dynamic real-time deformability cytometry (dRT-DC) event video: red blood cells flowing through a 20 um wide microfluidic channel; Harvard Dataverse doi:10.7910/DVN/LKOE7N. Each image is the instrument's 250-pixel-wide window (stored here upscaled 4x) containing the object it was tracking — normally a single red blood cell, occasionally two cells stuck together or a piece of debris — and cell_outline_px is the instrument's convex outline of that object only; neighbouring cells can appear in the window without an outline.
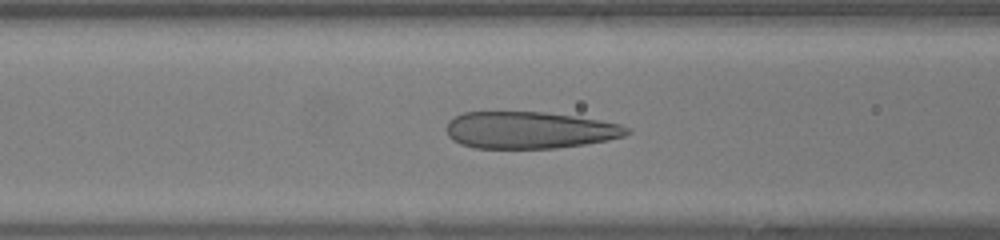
{"species": "human", "species_latin": "Homo sapiens", "temperature_condition": "warm", "stored_images_in_passage": 41, "camera_frame_rate_fps": 3000, "um_per_image_px": 0.085, "donor": {"sex": "female"}, "frame": {"image": 1, "passage_image": 14, "time_ms": 4.333, "image_size_px": [1000, 240], "cell_outline_px": [[632, 132], [624, 136], [608, 140], [584, 144], [556, 148], [476, 148], [460, 144], [452, 140], [448, 136], [444, 128], [448, 120], [464, 112], [544, 112], [600, 120], [620, 124], [632, 128]], "centroid_in_image_um": [44.99, 11.06], "position_along_channel_um": 121.6, "area_um2": 39.07}}
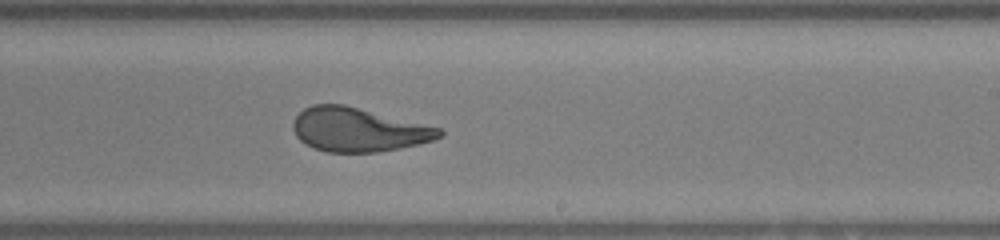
{"frame": {"image": 2, "passage_image": 23, "time_ms": 7.333, "image_size_px": [1000, 240], "cell_outline_px": [[444, 132], [440, 136], [432, 140], [420, 144], [400, 148], [376, 152], [328, 152], [312, 148], [300, 140], [296, 136], [292, 128], [292, 124], [296, 116], [304, 108], [312, 104], [344, 104], [440, 128]], "centroid_in_image_um": [30.42, 11.02], "position_along_channel_um": 258.6, "area_um2": 37.28}}
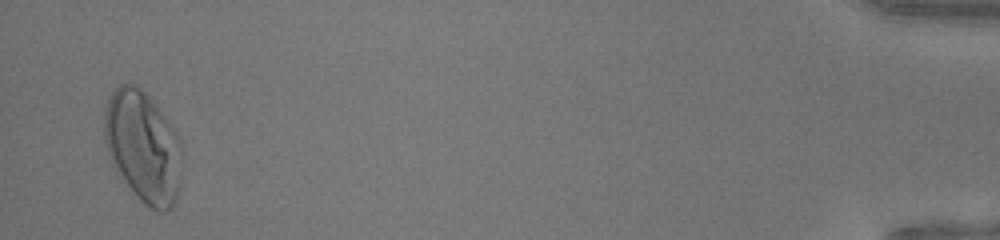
{"frame": {"image": 3, "passage_image": 40, "time_ms": 13.0, "image_size_px": [1000, 240], "cell_outline_px": [[180, 184], [176, 200], [172, 208], [164, 212], [160, 212], [144, 204], [140, 200], [124, 180], [112, 164], [104, 140], [104, 108], [112, 92], [120, 84], [132, 84], [140, 88], [156, 104], [168, 120], [180, 140]], "centroid_in_image_um": [12.15, 12.47], "position_along_channel_um": 423.1, "area_um2": 50.05}}